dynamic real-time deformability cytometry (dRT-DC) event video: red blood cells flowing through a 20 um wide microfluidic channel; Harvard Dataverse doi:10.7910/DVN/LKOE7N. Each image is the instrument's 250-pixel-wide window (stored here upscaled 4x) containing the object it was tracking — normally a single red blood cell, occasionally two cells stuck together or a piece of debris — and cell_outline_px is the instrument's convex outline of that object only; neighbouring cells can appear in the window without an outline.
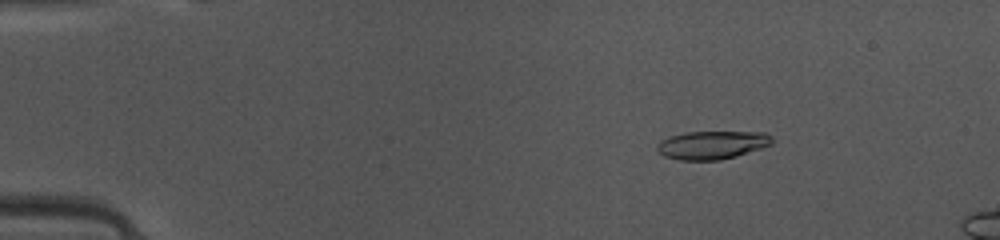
{"species": "common noctule bat (a hibernating species)", "species_latin": "Nyctalus noctula", "temperature_condition": "warm", "stored_images_in_passage": 49, "camera_frame_rate_fps": 3000, "um_per_image_px": 0.085, "animal": {"sex": "female", "body_mass_g": 10.0, "forearm_length_mm": 53.1}, "frame": {"image": 1, "passage_image": 8, "time_ms": 2.333, "image_size_px": [1000, 240], "cell_outline_px": [[772, 144], [736, 156], [720, 160], [680, 160], [664, 156], [656, 148], [660, 140], [668, 136], [684, 132], [764, 132], [772, 136]], "centroid_in_image_um": [60.5, 12.31], "position_along_channel_um": 24.5, "area_um2": 18.9}}
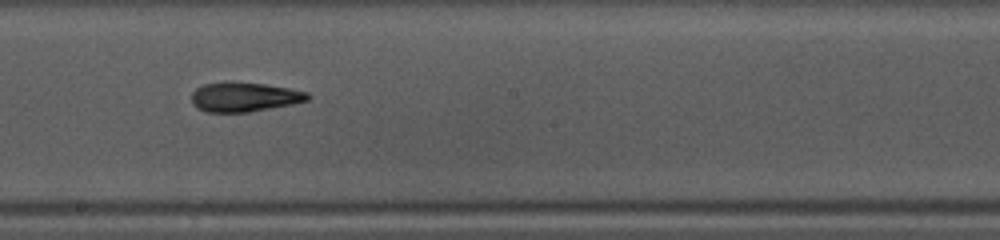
{"frame": {"image": 2, "passage_image": 28, "time_ms": 9.0, "image_size_px": [1000, 240], "cell_outline_px": [[312, 96], [308, 100], [292, 104], [248, 112], [208, 112], [196, 108], [192, 104], [192, 92], [196, 88], [204, 84], [228, 80], [264, 84], [288, 88], [308, 92]], "centroid_in_image_um": [20.74, 8.22], "position_along_channel_um": 227.5, "area_um2": 20.17}}
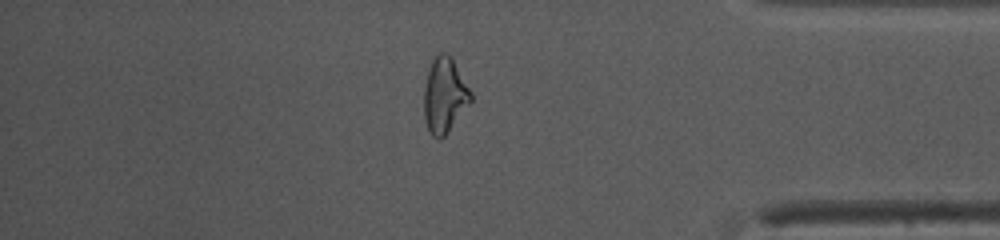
{"frame": {"image": 3, "passage_image": 42, "time_ms": 13.667, "image_size_px": [1000, 240], "cell_outline_px": [[472, 100], [448, 132], [440, 140], [432, 136], [428, 132], [424, 120], [424, 88], [428, 72], [432, 60], [436, 52], [444, 52], [452, 56], [472, 92]], "centroid_in_image_um": [37.78, 8.09], "position_along_channel_um": 397.4, "area_um2": 20.81}}